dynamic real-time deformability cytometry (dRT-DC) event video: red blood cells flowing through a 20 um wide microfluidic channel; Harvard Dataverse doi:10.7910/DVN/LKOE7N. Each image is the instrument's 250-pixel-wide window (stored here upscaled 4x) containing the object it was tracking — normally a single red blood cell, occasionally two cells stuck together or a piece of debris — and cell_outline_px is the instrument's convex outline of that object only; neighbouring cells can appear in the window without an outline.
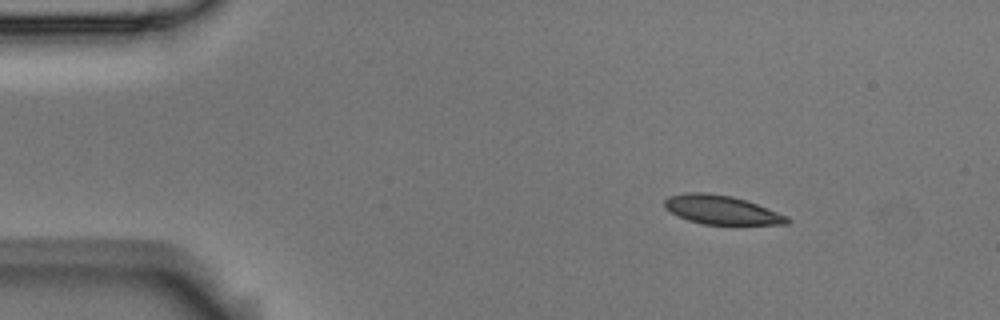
{"species": "Egyptian fruit bat (a non-hibernating species)", "species_latin": "Rousettus aegyptiacus", "temperature_condition": "room temperature", "stored_images_in_passage": 4, "camera_frame_rate_fps": 3000, "um_per_image_px": 0.085, "animal": {"sex": "male"}, "frame": {"image": 1, "passage_image": 1, "time_ms": 0.0, "image_size_px": [1000, 320], "cell_outline_px": [[792, 220], [788, 224], [700, 224], [676, 216], [664, 208], [664, 200], [668, 196], [684, 192], [704, 192], [732, 196], [756, 204], [788, 216]], "centroid_in_image_um": [61.27, 17.83], "position_along_channel_um": 23.7, "area_um2": 20.69}}
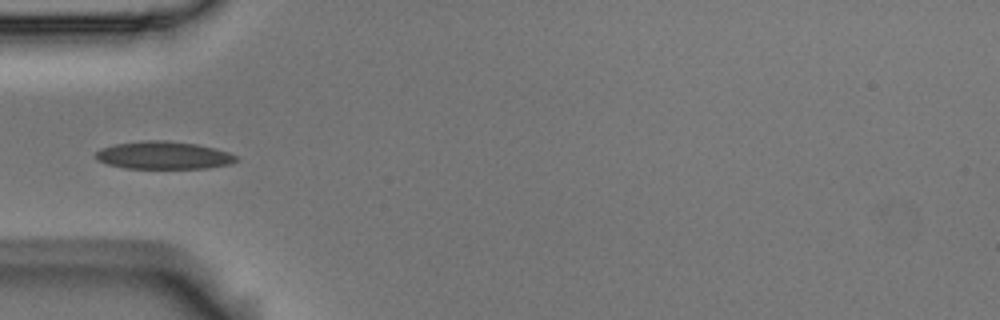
{"frame": {"image": 2, "passage_image": 4, "time_ms": 1.0, "image_size_px": [1000, 320], "cell_outline_px": [[240, 160], [228, 164], [208, 168], [124, 168], [108, 164], [96, 160], [92, 156], [100, 148], [116, 144], [144, 140], [168, 140], [196, 144], [216, 148], [240, 156]], "centroid_in_image_um": [13.91, 13.19], "position_along_channel_um": 71.1, "area_um2": 22.95}}